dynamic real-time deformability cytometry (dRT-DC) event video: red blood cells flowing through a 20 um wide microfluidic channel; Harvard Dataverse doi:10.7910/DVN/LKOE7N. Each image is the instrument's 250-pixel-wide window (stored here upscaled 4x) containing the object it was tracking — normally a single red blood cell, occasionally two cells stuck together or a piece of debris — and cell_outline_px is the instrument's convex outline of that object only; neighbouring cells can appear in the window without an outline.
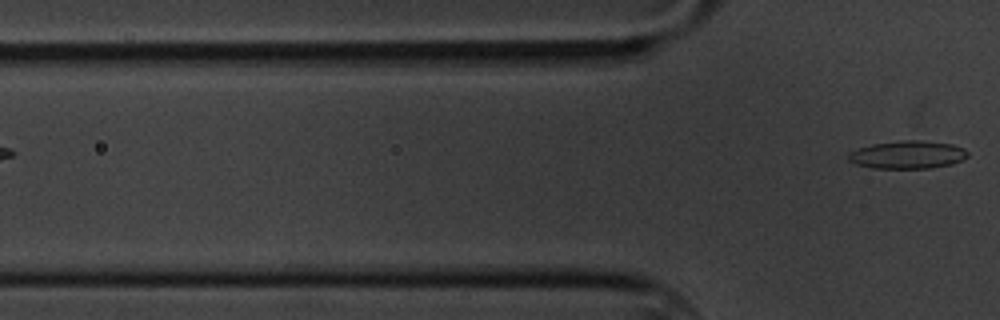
{"species": "common noctule bat (a hibernating species)", "species_latin": "Nyctalus noctula", "temperature_condition": "cold", "stored_images_in_passage": 3, "segment_of_instrument_passage": [2, 2], "camera_frame_rate_fps": 3000, "um_per_image_px": 0.085, "animal": {"sex": "male", "body_mass_g": 20.1, "forearm_length_mm": 53.5}, "frame": {"image": 1, "passage_image": 3, "time_ms": 2.333, "image_size_px": [1000, 320], "cell_outline_px": [[968, 156], [952, 164], [932, 168], [872, 168], [856, 164], [848, 160], [848, 152], [856, 148], [872, 144], [900, 140], [920, 140], [952, 144], [964, 148], [968, 152]], "centroid_in_image_um": [77.12, 13.14], "position_along_channel_um": 48.7, "area_um2": 19.54}}